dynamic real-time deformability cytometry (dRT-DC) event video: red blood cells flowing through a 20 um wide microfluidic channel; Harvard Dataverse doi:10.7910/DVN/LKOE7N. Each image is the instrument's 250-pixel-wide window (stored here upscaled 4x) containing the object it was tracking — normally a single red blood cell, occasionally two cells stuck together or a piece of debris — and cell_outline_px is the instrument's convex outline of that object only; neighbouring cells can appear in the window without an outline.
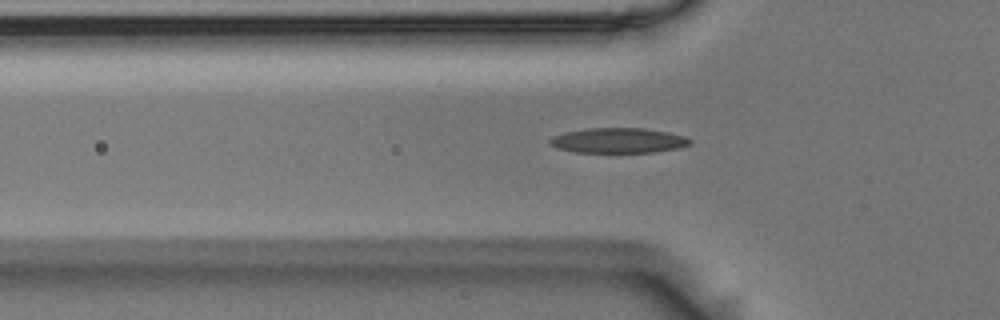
{"species": "Egyptian fruit bat (a non-hibernating species)", "species_latin": "Rousettus aegyptiacus", "temperature_condition": "room temperature", "stored_images_in_passage": 40, "camera_frame_rate_fps": 3000, "um_per_image_px": 0.085, "animal": {"sex": "male"}, "frame": {"image": 1, "passage_image": 2, "time_ms": 0.333, "image_size_px": [1000, 320], "cell_outline_px": [[692, 144], [680, 148], [656, 152], [576, 152], [560, 148], [548, 144], [548, 140], [552, 136], [564, 132], [588, 128], [644, 128], [668, 132], [684, 136], [692, 140]], "centroid_in_image_um": [52.58, 11.94], "position_along_channel_um": 73.2, "area_um2": 20.58}}
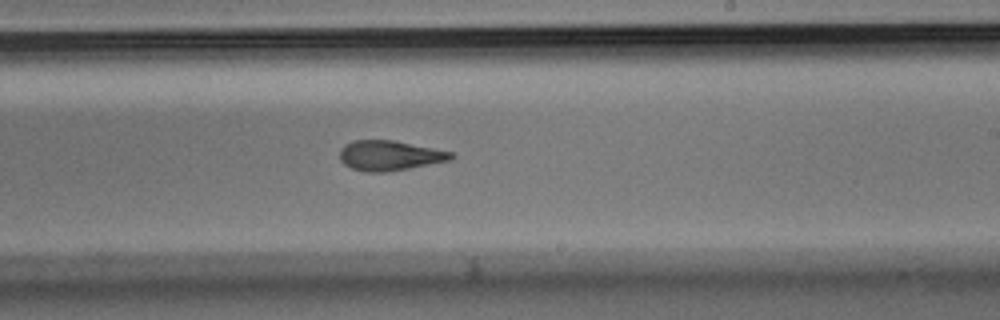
{"frame": {"image": 2, "passage_image": 17, "time_ms": 5.333, "image_size_px": [1000, 320], "cell_outline_px": [[456, 156], [452, 160], [408, 168], [384, 172], [364, 172], [352, 168], [344, 164], [340, 160], [340, 148], [344, 144], [352, 140], [392, 140], [452, 152]], "centroid_in_image_um": [33.09, 13.22], "position_along_channel_um": 255.9, "area_um2": 19.42}}
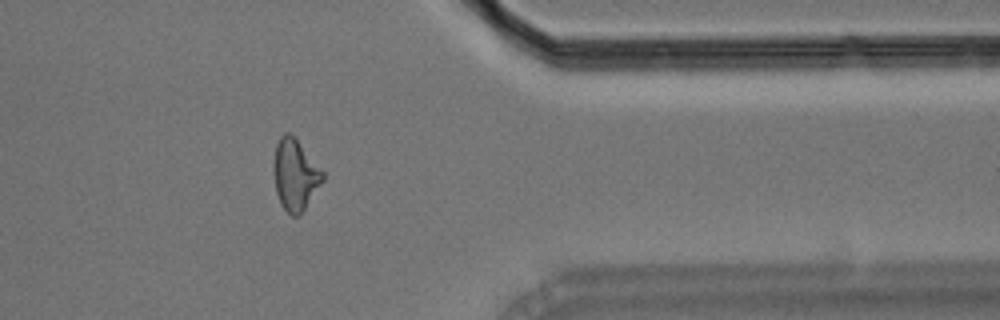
{"frame": {"image": 3, "passage_image": 29, "time_ms": 9.333, "image_size_px": [1000, 320], "cell_outline_px": [[324, 180], [300, 216], [292, 216], [280, 204], [276, 192], [272, 164], [276, 144], [280, 136], [284, 132], [288, 132], [296, 140], [324, 172]], "centroid_in_image_um": [25.07, 14.88], "position_along_channel_um": 386.3, "area_um2": 20.29}, "authors_computed_cell_mechanics": {"area_um2": 20.1144, "velocity_mm_per_s": 3.6228, "shape_relaxation_time_tau1_ms": 6.4751, "shape_relaxation_time_tau2_ms": 2.7345, "deformation_change_tau1": 0.1933, "deformation_change_tau2": 0.1107}}